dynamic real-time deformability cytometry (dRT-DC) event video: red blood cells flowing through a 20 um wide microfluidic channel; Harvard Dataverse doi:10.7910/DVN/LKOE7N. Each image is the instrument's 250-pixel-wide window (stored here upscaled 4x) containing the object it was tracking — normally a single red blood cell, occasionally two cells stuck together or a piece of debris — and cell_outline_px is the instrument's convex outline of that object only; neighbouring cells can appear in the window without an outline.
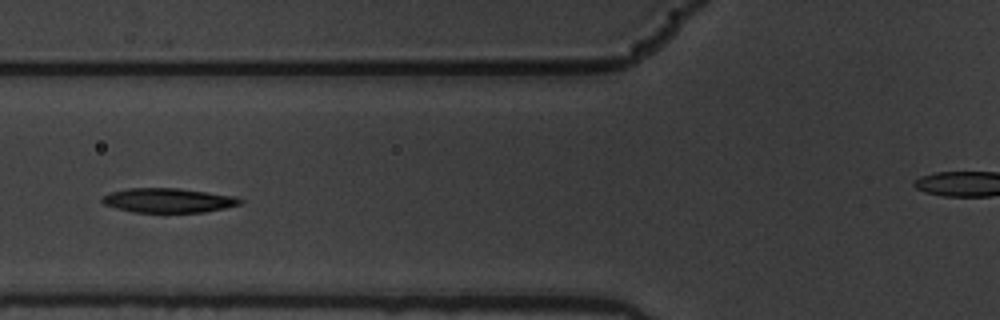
{"species": "common noctule bat (a hibernating species)", "species_latin": "Nyctalus noctula", "temperature_condition": "warm", "stored_images_in_passage": 13, "camera_frame_rate_fps": 3000, "um_per_image_px": 0.085, "animal": {"sex": "male", "body_mass_g": 19.5, "forearm_length_mm": 54.6}, "frame": {"image": 1, "passage_image": 3, "time_ms": 0.667, "image_size_px": [1000, 320], "cell_outline_px": [[244, 200], [240, 204], [224, 208], [204, 212], [132, 212], [116, 208], [104, 204], [100, 200], [100, 196], [108, 192], [128, 188], [180, 188], [208, 192], [232, 196]], "centroid_in_image_um": [14.23, 17.02], "position_along_channel_um": 111.6, "area_um2": 19.71}}
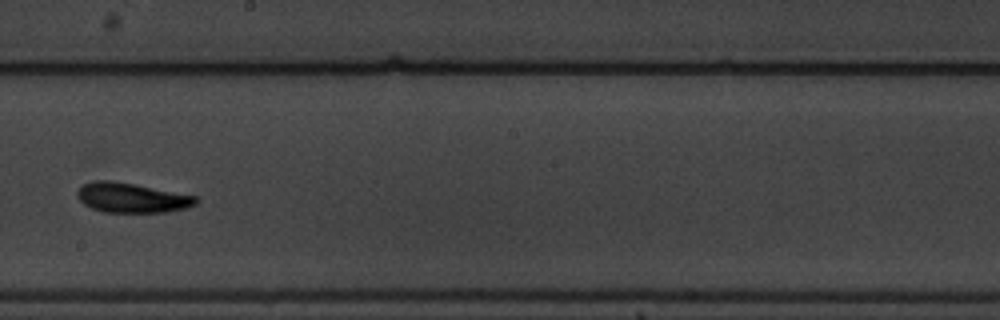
{"frame": {"image": 2, "passage_image": 6, "time_ms": 1.667, "image_size_px": [1000, 320], "cell_outline_px": [[200, 200], [196, 204], [184, 208], [168, 212], [104, 212], [92, 208], [84, 204], [76, 196], [76, 192], [84, 184], [96, 180], [108, 180], [136, 184], [196, 196]], "centroid_in_image_um": [11.2, 16.81], "position_along_channel_um": 237.0, "area_um2": 20.52}}
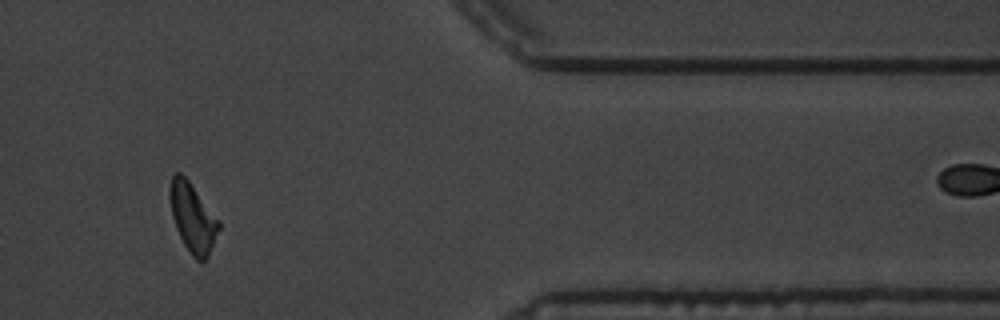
{"frame": {"image": 3, "passage_image": 10, "time_ms": 3.0, "image_size_px": [1000, 320], "cell_outline_px": [[220, 228], [208, 256], [204, 260], [196, 260], [192, 256], [184, 244], [176, 228], [172, 216], [168, 196], [168, 192], [172, 176], [176, 172], [180, 172], [188, 180], [220, 220]], "centroid_in_image_um": [16.37, 18.48], "position_along_channel_um": 395.0, "area_um2": 19.65}}